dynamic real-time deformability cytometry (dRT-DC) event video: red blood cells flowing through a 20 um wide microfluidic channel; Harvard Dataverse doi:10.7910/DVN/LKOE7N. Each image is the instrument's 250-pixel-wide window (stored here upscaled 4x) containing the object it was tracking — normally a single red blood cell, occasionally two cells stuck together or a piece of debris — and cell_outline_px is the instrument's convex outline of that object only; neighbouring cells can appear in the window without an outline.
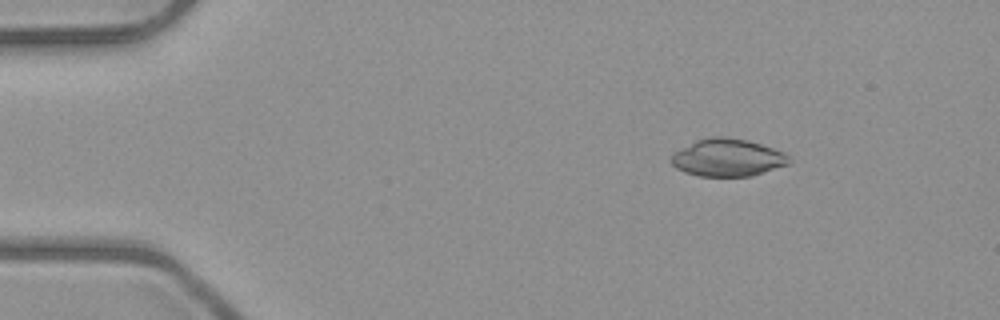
{"species": "common noctule bat (a hibernating species)", "species_latin": "Nyctalus noctula", "temperature_condition": "room temperature", "stored_images_in_passage": 5, "camera_frame_rate_fps": 3000, "um_per_image_px": 0.085, "animal": {"sex": "male", "body_mass_g": 23.1, "forearm_length_mm": 52.7}, "frame": {"image": 1, "passage_image": 3, "time_ms": 2.0, "image_size_px": [1000, 320], "cell_outline_px": [[792, 160], [788, 164], [752, 176], [700, 176], [684, 172], [676, 168], [672, 164], [672, 152], [696, 140], [712, 136], [720, 136], [748, 140], [784, 152]], "centroid_in_image_um": [61.83, 13.4], "position_along_channel_um": 23.2, "area_um2": 25.72}}